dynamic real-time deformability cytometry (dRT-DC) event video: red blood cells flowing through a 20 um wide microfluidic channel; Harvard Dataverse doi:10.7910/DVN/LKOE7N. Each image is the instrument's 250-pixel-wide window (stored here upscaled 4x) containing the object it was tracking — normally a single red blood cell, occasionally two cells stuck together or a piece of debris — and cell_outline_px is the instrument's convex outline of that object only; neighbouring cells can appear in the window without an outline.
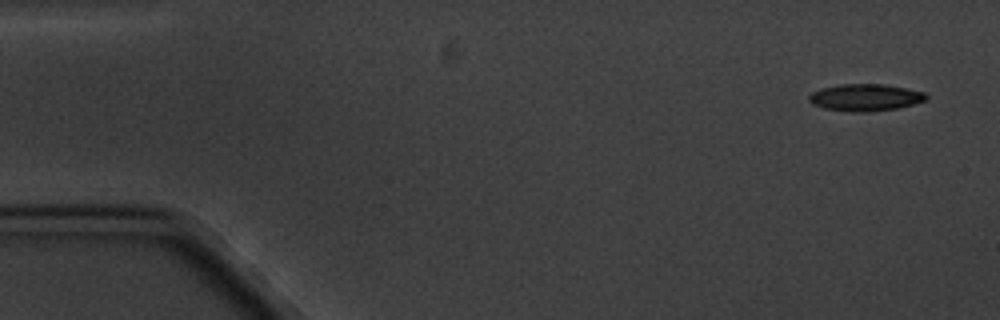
{"species": "common noctule bat (a hibernating species)", "species_latin": "Nyctalus noctula", "temperature_condition": "cold", "stored_images_in_passage": 8, "camera_frame_rate_fps": 3000, "um_per_image_px": 0.085, "animal": {"sex": "male", "body_mass_g": 20.1, "forearm_length_mm": 53.5}, "frame": {"image": 1, "passage_image": 1, "time_ms": 0.0, "image_size_px": [1000, 320], "cell_outline_px": [[928, 96], [924, 100], [912, 104], [896, 108], [864, 112], [860, 112], [824, 108], [812, 104], [808, 100], [808, 96], [812, 92], [820, 88], [840, 84], [884, 84], [924, 92]], "centroid_in_image_um": [73.5, 8.27], "position_along_channel_um": 11.5, "area_um2": 18.15}}
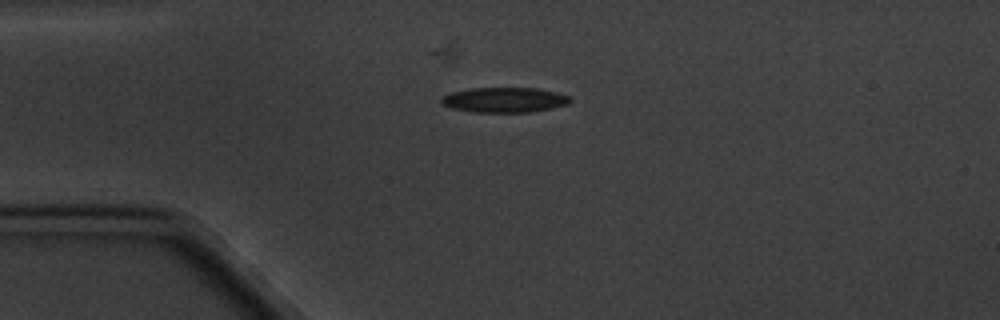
{"frame": {"image": 2, "passage_image": 4, "time_ms": 3.667, "image_size_px": [1000, 320], "cell_outline_px": [[572, 100], [568, 104], [552, 108], [532, 112], [472, 112], [452, 108], [444, 104], [440, 100], [440, 96], [452, 92], [468, 88], [536, 88], [556, 92], [572, 96]], "centroid_in_image_um": [42.89, 8.49], "position_along_channel_um": 42.1, "area_um2": 18.96}}